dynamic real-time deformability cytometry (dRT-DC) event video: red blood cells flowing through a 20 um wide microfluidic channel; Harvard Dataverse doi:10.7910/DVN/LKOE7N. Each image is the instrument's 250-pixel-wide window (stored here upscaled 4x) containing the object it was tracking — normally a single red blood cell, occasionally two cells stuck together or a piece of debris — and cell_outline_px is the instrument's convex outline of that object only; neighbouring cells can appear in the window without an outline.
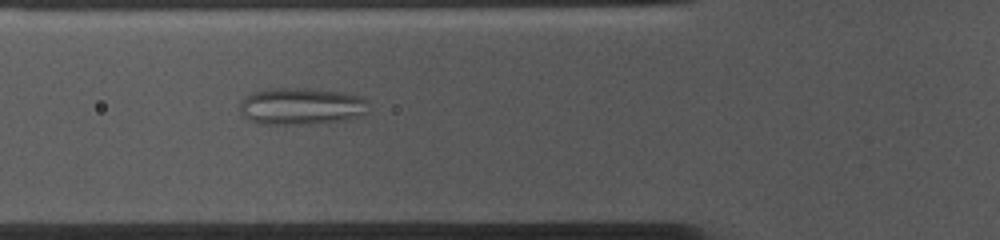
{"species": "common noctule bat (a hibernating species)", "species_latin": "Nyctalus noctula", "temperature_condition": "cold", "stored_images_in_passage": 46, "camera_frame_rate_fps": 3000, "um_per_image_px": 0.085, "animal": {"sex": "female", "body_mass_g": 10.0, "forearm_length_mm": 53.1}, "frame": {"image": 1, "passage_image": 18, "time_ms": 5.667, "image_size_px": [1000, 240], "cell_outline_px": [[368, 112], [360, 116], [348, 120], [316, 124], [256, 124], [248, 120], [240, 112], [240, 104], [244, 96], [256, 92], [272, 88], [304, 88], [344, 92], [364, 96], [368, 100]], "centroid_in_image_um": [25.66, 9.04], "position_along_channel_um": 100.1, "area_um2": 28.32}}
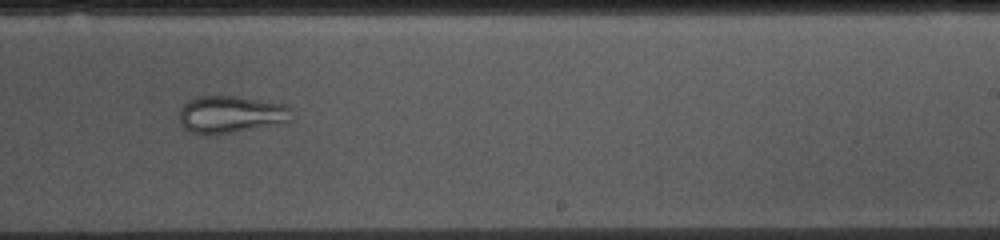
{"frame": {"image": 2, "passage_image": 32, "time_ms": 10.333, "image_size_px": [1000, 240], "cell_outline_px": [[292, 108], [288, 120], [232, 132], [204, 136], [200, 136], [184, 128], [180, 124], [180, 108], [188, 100], [196, 96], [236, 96], [284, 104]], "centroid_in_image_um": [19.51, 9.71], "position_along_channel_um": 269.5, "area_um2": 23.99}}
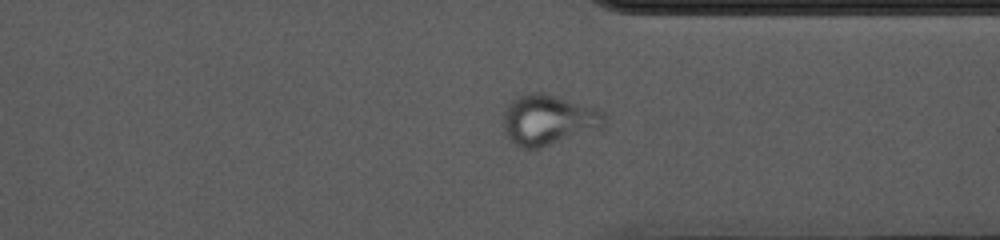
{"frame": {"image": 3, "passage_image": 40, "time_ms": 13.0, "image_size_px": [1000, 240], "cell_outline_px": [[604, 128], [540, 148], [524, 148], [516, 144], [504, 132], [504, 108], [512, 100], [528, 92], [544, 92], [600, 108], [604, 112]], "centroid_in_image_um": [46.65, 10.17], "position_along_channel_um": 364.7, "area_um2": 29.94}, "authors_computed_cell_mechanics": {"area_um2": 28.3509, "velocity_mm_per_s": 3.6267, "shape_relaxation_time_tau1_ms": null, "shape_relaxation_time_tau2_ms": 1.424, "deformation_change_tau1": null, "deformation_change_tau2": 0.0657}}